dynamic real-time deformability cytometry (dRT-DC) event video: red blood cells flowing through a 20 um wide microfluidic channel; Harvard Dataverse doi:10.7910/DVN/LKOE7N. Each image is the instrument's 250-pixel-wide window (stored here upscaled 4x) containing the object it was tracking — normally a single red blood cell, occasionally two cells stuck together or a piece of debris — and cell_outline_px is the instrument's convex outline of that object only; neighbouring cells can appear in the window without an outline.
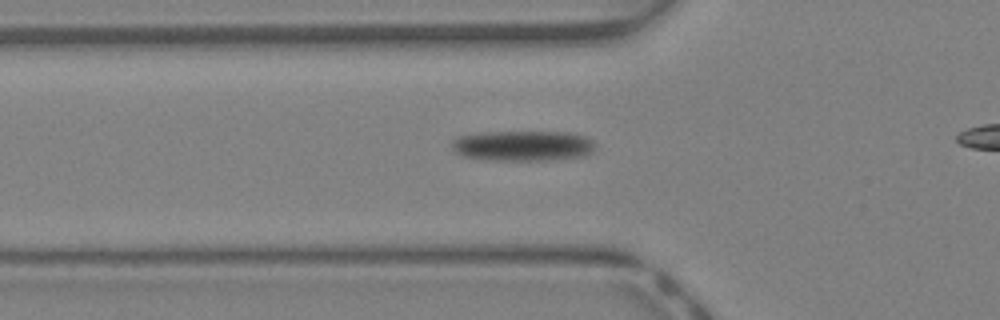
{"species": "Egyptian fruit bat (a non-hibernating species)", "species_latin": "Rousettus aegyptiacus", "temperature_condition": "warm", "stored_images_in_passage": 17, "camera_frame_rate_fps": 3000, "um_per_image_px": 0.085, "animal": {"sex": "female"}, "frame": {"image": 1, "passage_image": 6, "time_ms": 1.667, "image_size_px": [1000, 320], "cell_outline_px": [[596, 144], [592, 152], [584, 156], [552, 160], [480, 160], [464, 156], [456, 152], [452, 148], [452, 140], [460, 136], [480, 132], [568, 132], [584, 136], [592, 140]], "centroid_in_image_um": [44.44, 12.39], "position_along_channel_um": 81.4, "area_um2": 25.61}}
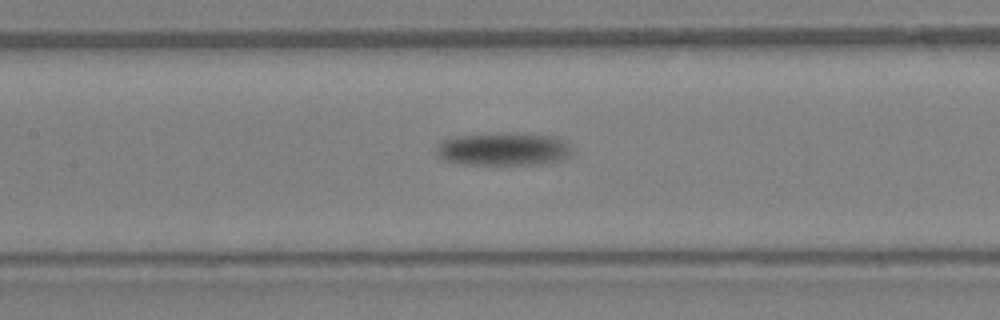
{"frame": {"image": 2, "passage_image": 12, "time_ms": 3.667, "image_size_px": [1000, 320], "cell_outline_px": [[572, 152], [564, 160], [544, 164], [464, 164], [444, 160], [440, 156], [436, 148], [444, 140], [456, 136], [516, 132], [524, 132], [552, 136], [564, 140], [568, 144]], "centroid_in_image_um": [42.87, 12.66], "position_along_channel_um": 164.5, "area_um2": 26.13}}
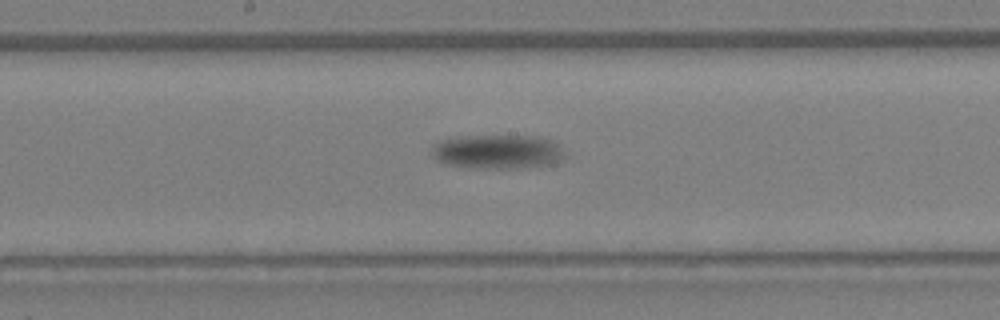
{"frame": {"image": 3, "passage_image": 15, "time_ms": 4.667, "image_size_px": [1000, 320], "cell_outline_px": [[564, 156], [560, 160], [552, 164], [524, 168], [468, 168], [448, 164], [436, 160], [432, 156], [432, 144], [436, 140], [464, 136], [532, 136], [552, 140], [560, 148]], "centroid_in_image_um": [42.22, 12.9], "position_along_channel_um": 206.0, "area_um2": 26.59}}